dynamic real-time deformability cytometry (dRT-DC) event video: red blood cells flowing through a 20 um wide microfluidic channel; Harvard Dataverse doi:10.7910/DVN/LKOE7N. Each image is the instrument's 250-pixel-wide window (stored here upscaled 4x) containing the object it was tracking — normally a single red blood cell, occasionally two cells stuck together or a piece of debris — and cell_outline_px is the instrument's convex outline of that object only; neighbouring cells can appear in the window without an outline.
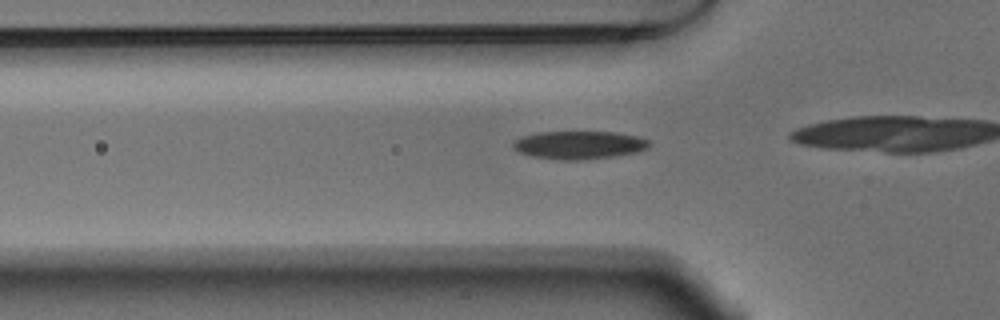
{"species": "Egyptian fruit bat (a non-hibernating species)", "species_latin": "Rousettus aegyptiacus", "temperature_condition": "warm", "stored_images_in_passage": 38, "camera_frame_rate_fps": 3000, "um_per_image_px": 0.085, "animal": {"sex": "male"}, "frame": {"image": 1, "passage_image": 14, "time_ms": 4.333, "image_size_px": [1000, 320], "cell_outline_px": [[652, 144], [648, 148], [640, 152], [616, 156], [580, 160], [564, 160], [532, 156], [520, 152], [512, 148], [512, 144], [520, 136], [540, 132], [616, 132], [636, 136], [648, 140]], "centroid_in_image_um": [49.26, 12.32], "position_along_channel_um": 76.5, "area_um2": 22.37}}
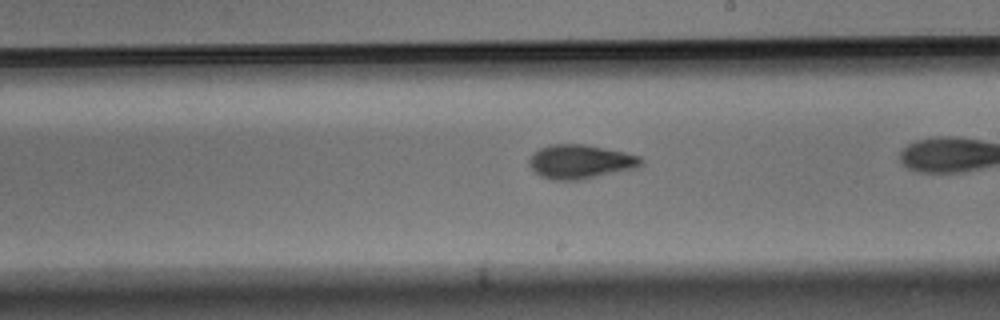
{"frame": {"image": 2, "passage_image": 27, "time_ms": 8.667, "image_size_px": [1000, 320], "cell_outline_px": [[644, 164], [640, 168], [580, 180], [552, 180], [540, 176], [528, 164], [528, 160], [532, 152], [540, 148], [552, 144], [584, 144], [624, 152], [640, 156], [644, 160]], "centroid_in_image_um": [49.36, 13.75], "position_along_channel_um": 239.6, "area_um2": 22.54}}
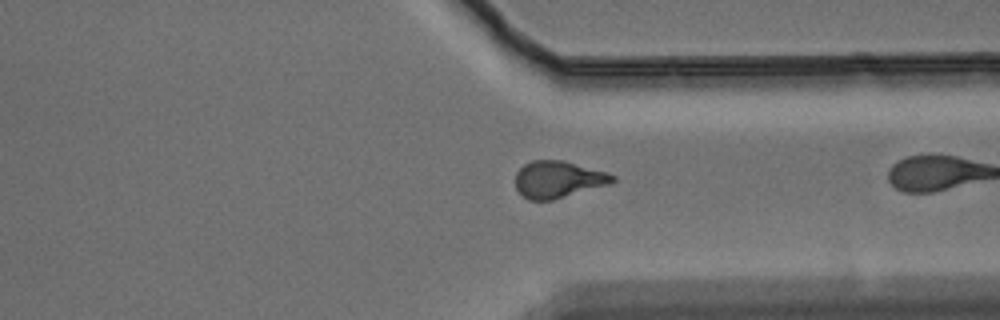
{"frame": {"image": 3, "passage_image": 37, "time_ms": 12.0, "image_size_px": [1000, 320], "cell_outline_px": [[616, 180], [612, 184], [552, 200], [528, 200], [516, 188], [516, 172], [524, 164], [532, 160], [564, 160], [604, 172], [616, 176]], "centroid_in_image_um": [47.45, 15.25], "position_along_channel_um": 363.9, "area_um2": 20.87}}